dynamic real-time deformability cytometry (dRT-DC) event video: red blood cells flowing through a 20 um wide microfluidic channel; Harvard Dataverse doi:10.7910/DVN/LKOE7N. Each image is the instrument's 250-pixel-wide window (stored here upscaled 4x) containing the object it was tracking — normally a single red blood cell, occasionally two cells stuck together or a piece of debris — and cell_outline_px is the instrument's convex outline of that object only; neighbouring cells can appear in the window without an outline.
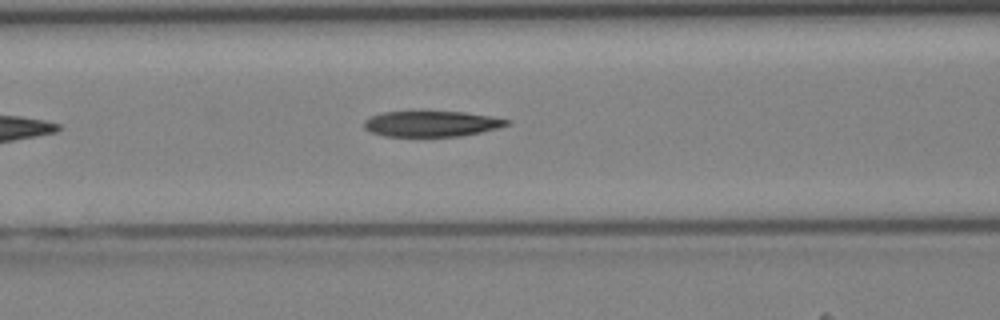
{"species": "Egyptian fruit bat (a non-hibernating species)", "species_latin": "Rousettus aegyptiacus", "temperature_condition": "cold", "stored_images_in_passage": 15, "camera_frame_rate_fps": 3000, "um_per_image_px": 0.085, "animal": {"sex": "female"}, "frame": {"image": 1, "passage_image": 7, "time_ms": 2.0, "image_size_px": [1000, 320], "cell_outline_px": [[512, 120], [508, 124], [500, 128], [460, 136], [384, 136], [368, 132], [364, 128], [364, 120], [372, 116], [384, 112], [464, 112], [492, 116]], "centroid_in_image_um": [36.69, 10.52], "position_along_channel_um": 129.9, "area_um2": 21.33}}